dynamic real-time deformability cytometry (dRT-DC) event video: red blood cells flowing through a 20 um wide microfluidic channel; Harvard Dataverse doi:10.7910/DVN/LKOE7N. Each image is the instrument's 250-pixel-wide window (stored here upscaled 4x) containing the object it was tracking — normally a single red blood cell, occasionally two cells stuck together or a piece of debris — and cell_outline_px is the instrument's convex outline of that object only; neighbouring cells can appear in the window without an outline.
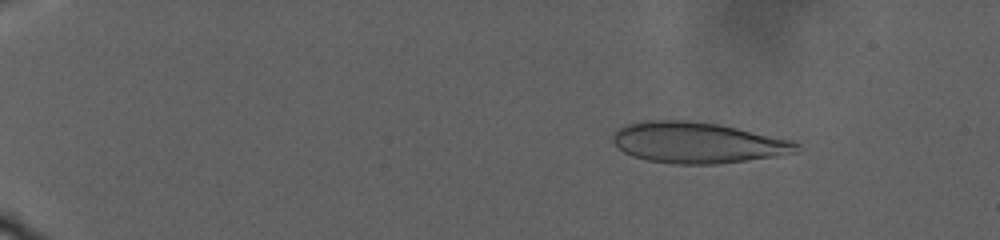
{"species": "human", "species_latin": "Homo sapiens", "temperature_condition": "warm", "stored_images_in_passage": 104, "camera_frame_rate_fps": 3000, "um_per_image_px": 0.085, "donor": {"sex": "male"}, "frame": {"image": 1, "passage_image": 27, "time_ms": 5.0, "image_size_px": [1000, 240], "cell_outline_px": [[804, 148], [800, 152], [776, 156], [716, 164], [676, 164], [648, 160], [632, 156], [624, 152], [612, 140], [612, 136], [620, 128], [628, 124], [644, 120], [688, 120], [720, 124], [796, 140]], "centroid_in_image_um": [59.4, 12.12], "position_along_channel_um": 25.6, "area_um2": 44.22}}
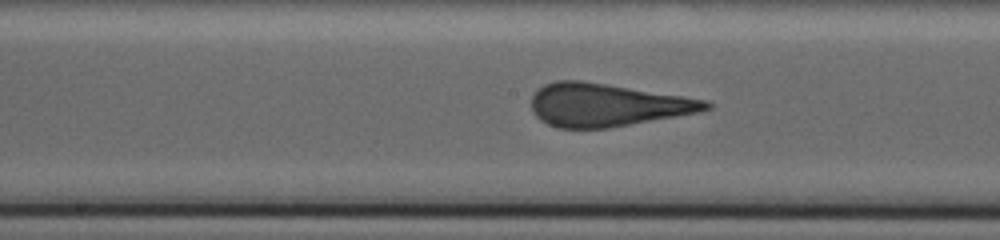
{"frame": {"image": 2, "passage_image": 75, "time_ms": 19.0, "image_size_px": [1000, 240], "cell_outline_px": [[712, 108], [700, 112], [608, 128], [560, 128], [548, 124], [540, 120], [532, 112], [532, 96], [544, 84], [556, 80], [580, 80], [708, 100], [712, 104]], "centroid_in_image_um": [51.59, 8.92], "position_along_channel_um": 196.6, "area_um2": 43.41}}
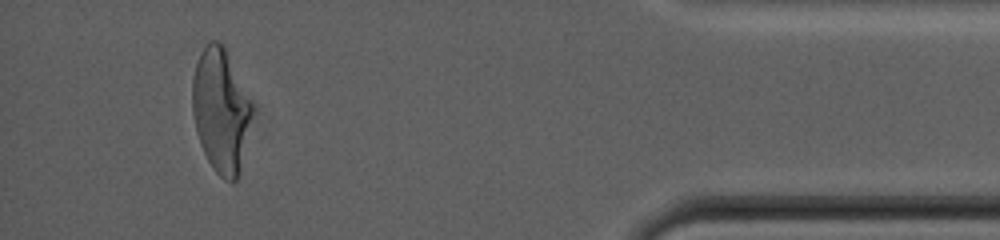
{"frame": {"image": 3, "passage_image": 100, "time_ms": 31.0, "image_size_px": [1000, 240], "cell_outline_px": [[252, 112], [240, 172], [236, 180], [232, 184], [224, 180], [212, 168], [200, 144], [196, 132], [192, 112], [192, 80], [196, 60], [200, 52], [208, 40], [216, 40], [224, 44], [252, 104]], "centroid_in_image_um": [18.74, 9.37], "position_along_channel_um": 416.5, "area_um2": 43.29}}